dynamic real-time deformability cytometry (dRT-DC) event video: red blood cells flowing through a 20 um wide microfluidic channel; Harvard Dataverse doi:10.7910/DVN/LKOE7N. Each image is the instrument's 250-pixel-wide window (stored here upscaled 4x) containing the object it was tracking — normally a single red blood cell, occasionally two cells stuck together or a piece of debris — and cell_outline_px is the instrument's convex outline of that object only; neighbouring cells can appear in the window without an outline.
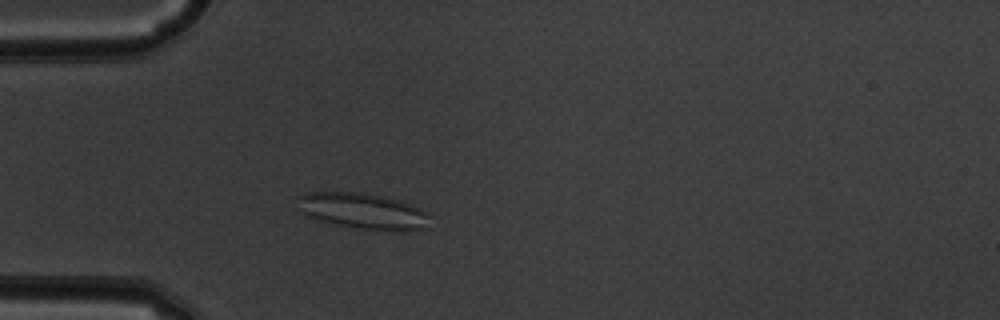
{"species": "common noctule bat (a hibernating species)", "species_latin": "Nyctalus noctula", "temperature_condition": "warm", "stored_images_in_passage": 46, "camera_frame_rate_fps": 3000, "um_per_image_px": 0.085, "animal": {"sex": "male", "body_mass_g": 19.5, "forearm_length_mm": 54.6}, "frame": {"image": 1, "passage_image": 10, "time_ms": 3.0, "image_size_px": [1000, 320], "cell_outline_px": [[436, 228], [404, 232], [392, 232], [360, 228], [336, 224], [320, 220], [308, 216], [304, 212], [296, 196], [304, 192], [360, 192], [400, 200], [412, 204], [428, 212]], "centroid_in_image_um": [31.04, 17.97], "position_along_channel_um": 54.0, "area_um2": 28.38}}
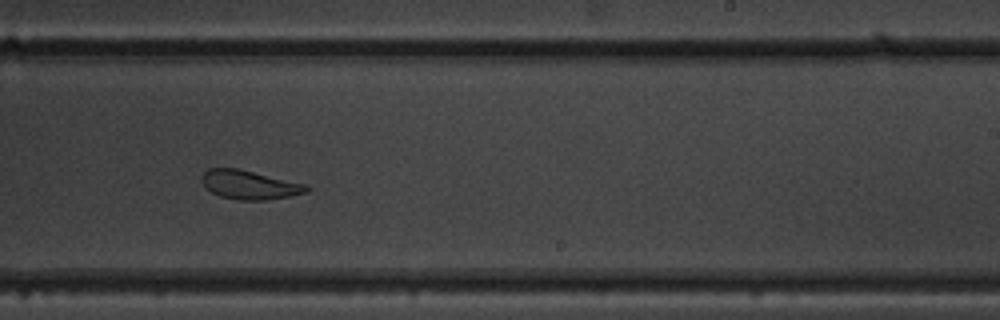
{"frame": {"image": 2, "passage_image": 27, "time_ms": 8.667, "image_size_px": [1000, 320], "cell_outline_px": [[312, 188], [308, 192], [292, 196], [268, 200], [236, 200], [220, 196], [212, 192], [200, 180], [200, 176], [208, 168], [236, 168], [308, 184]], "centroid_in_image_um": [21.26, 15.71], "position_along_channel_um": 267.7, "area_um2": 17.86}}
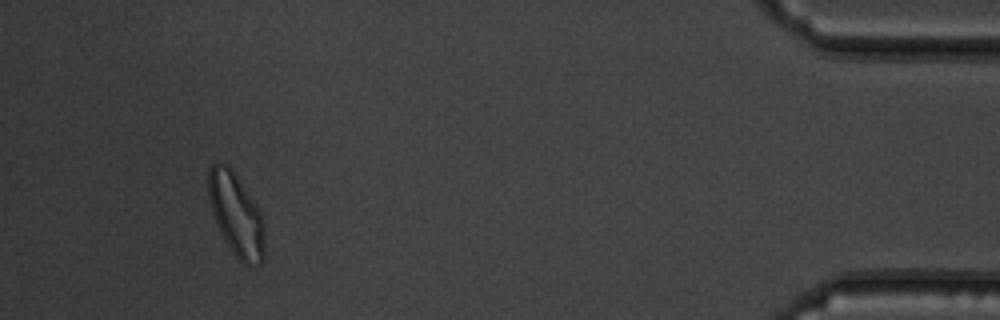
{"frame": {"image": 3, "passage_image": 43, "time_ms": 14.0, "image_size_px": [1000, 320], "cell_outline_px": [[264, 260], [260, 264], [244, 264], [232, 252], [220, 232], [212, 212], [208, 196], [208, 168], [216, 160], [228, 164], [232, 168], [260, 212], [264, 224]], "centroid_in_image_um": [20.05, 18.2], "position_along_channel_um": 415.1, "area_um2": 27.11}, "authors_computed_cell_mechanics": {"area_um2": 22.2819, "velocity_mm_per_s": 3.9405, "shape_relaxation_time_tau1_ms": 10.1773, "shape_relaxation_time_tau2_ms": 2.3199, "deformation_change_tau1": 0.2138, "deformation_change_tau2": 0.0869}}